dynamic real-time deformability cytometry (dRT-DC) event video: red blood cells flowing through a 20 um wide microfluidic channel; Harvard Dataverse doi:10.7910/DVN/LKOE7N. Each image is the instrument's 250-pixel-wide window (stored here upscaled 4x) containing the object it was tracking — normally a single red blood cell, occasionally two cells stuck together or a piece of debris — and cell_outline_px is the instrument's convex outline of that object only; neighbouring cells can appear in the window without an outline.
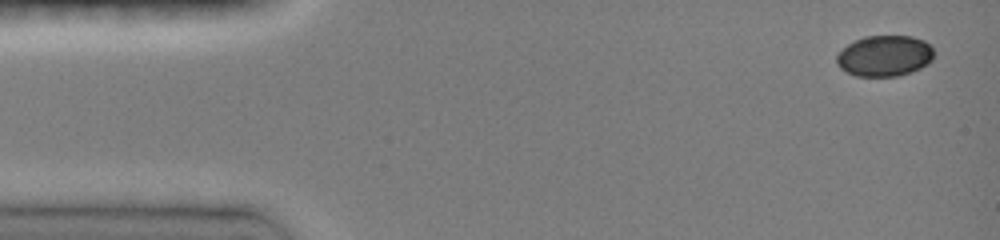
{"species": "common noctule bat (a hibernating species)", "species_latin": "Nyctalus noctula", "temperature_condition": "room temperature", "stored_images_in_passage": 19, "camera_frame_rate_fps": 3000, "um_per_image_px": 0.085, "animal": {"sex": "female", "body_mass_g": 19.0, "forearm_length_mm": 51.5}, "frame": {"image": 1, "passage_image": 1, "time_ms": 0.0, "image_size_px": [1000, 240], "cell_outline_px": [[936, 52], [932, 60], [928, 64], [912, 72], [896, 76], [856, 76], [840, 68], [836, 64], [836, 56], [848, 44], [864, 36], [912, 36], [924, 40]], "centroid_in_image_um": [75.22, 4.75], "position_along_channel_um": 9.8, "area_um2": 23.29}}
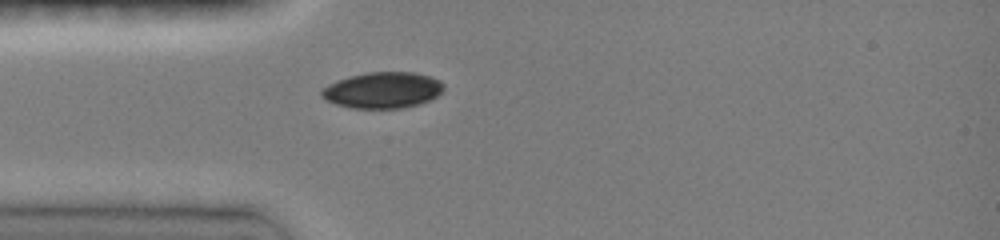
{"frame": {"image": 2, "passage_image": 7, "time_ms": 3.667, "image_size_px": [1000, 240], "cell_outline_px": [[444, 88], [436, 96], [420, 104], [404, 108], [352, 108], [336, 104], [320, 96], [320, 92], [328, 84], [352, 76], [368, 72], [412, 72], [428, 76], [440, 80], [444, 84]], "centroid_in_image_um": [32.54, 7.67], "position_along_channel_um": 52.5, "area_um2": 25.43}}
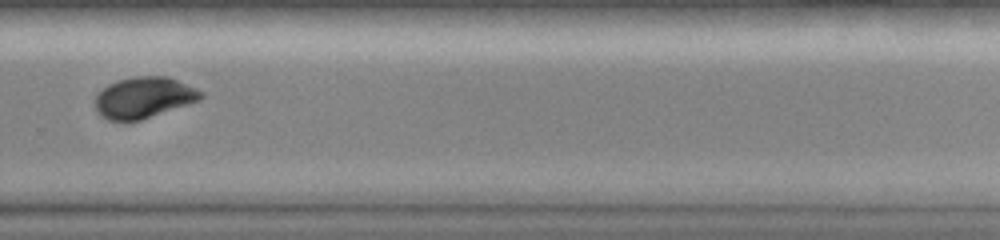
{"frame": {"image": 3, "passage_image": 18, "time_ms": 10.333, "image_size_px": [1000, 240], "cell_outline_px": [[204, 96], [200, 100], [140, 120], [124, 124], [108, 120], [100, 116], [96, 112], [96, 96], [108, 84], [120, 80], [136, 76], [168, 76], [196, 88], [204, 92]], "centroid_in_image_um": [12.21, 8.32], "position_along_channel_um": 317.6, "area_um2": 25.55}}